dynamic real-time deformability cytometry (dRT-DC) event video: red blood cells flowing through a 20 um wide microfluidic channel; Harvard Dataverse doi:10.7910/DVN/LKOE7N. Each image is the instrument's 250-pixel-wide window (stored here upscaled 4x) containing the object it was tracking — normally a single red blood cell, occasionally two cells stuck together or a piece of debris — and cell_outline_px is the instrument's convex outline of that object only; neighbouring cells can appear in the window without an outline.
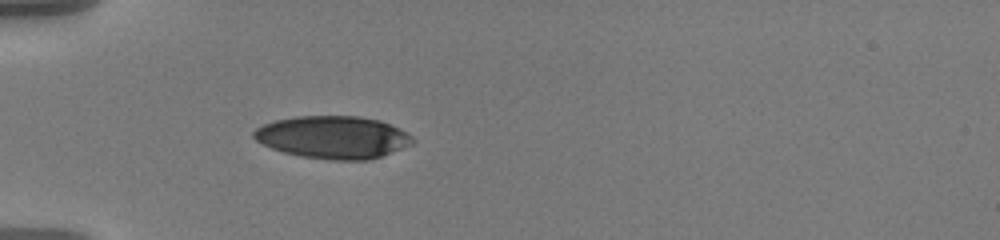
{"species": "human", "species_latin": "Homo sapiens", "temperature_condition": "warm", "stored_images_in_passage": 8, "camera_frame_rate_fps": 3000, "um_per_image_px": 0.085, "donor": {"sex": "male"}, "frame": {"image": 1, "passage_image": 1, "time_ms": 0.0, "image_size_px": [1000, 240], "cell_outline_px": [[416, 140], [412, 144], [380, 156], [368, 160], [332, 160], [300, 156], [284, 152], [272, 148], [256, 140], [252, 136], [252, 132], [256, 128], [264, 124], [276, 120], [296, 116], [360, 116], [380, 120], [400, 128], [408, 132]], "centroid_in_image_um": [28.33, 11.66], "position_along_channel_um": 56.7, "area_um2": 39.42}}
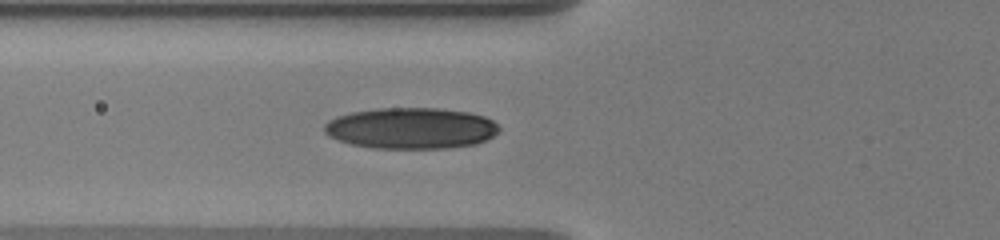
{"frame": {"image": 2, "passage_image": 5, "time_ms": 1.333, "image_size_px": [1000, 240], "cell_outline_px": [[500, 128], [492, 136], [476, 144], [448, 148], [372, 148], [352, 144], [328, 136], [324, 132], [324, 124], [328, 120], [336, 116], [352, 112], [380, 108], [436, 108], [468, 112], [484, 116], [492, 120]], "centroid_in_image_um": [34.91, 10.9], "position_along_channel_um": 90.9, "area_um2": 41.79}}
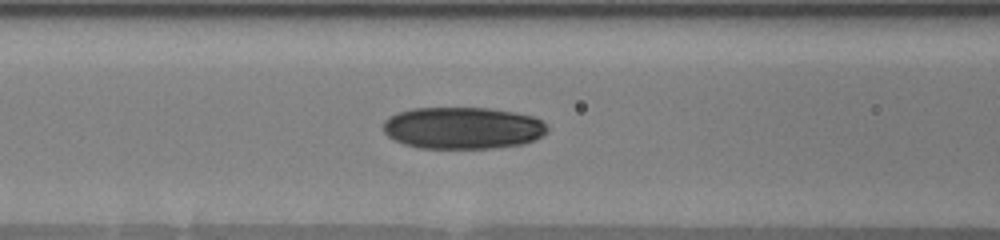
{"frame": {"image": 3, "passage_image": 7, "time_ms": 2.0, "image_size_px": [1000, 240], "cell_outline_px": [[548, 132], [536, 140], [524, 144], [496, 148], [420, 148], [404, 144], [388, 136], [384, 132], [384, 120], [388, 116], [396, 112], [412, 108], [488, 108], [516, 112], [532, 116], [540, 120], [548, 128]], "centroid_in_image_um": [39.34, 10.88], "position_along_channel_um": 127.3, "area_um2": 40.4}}